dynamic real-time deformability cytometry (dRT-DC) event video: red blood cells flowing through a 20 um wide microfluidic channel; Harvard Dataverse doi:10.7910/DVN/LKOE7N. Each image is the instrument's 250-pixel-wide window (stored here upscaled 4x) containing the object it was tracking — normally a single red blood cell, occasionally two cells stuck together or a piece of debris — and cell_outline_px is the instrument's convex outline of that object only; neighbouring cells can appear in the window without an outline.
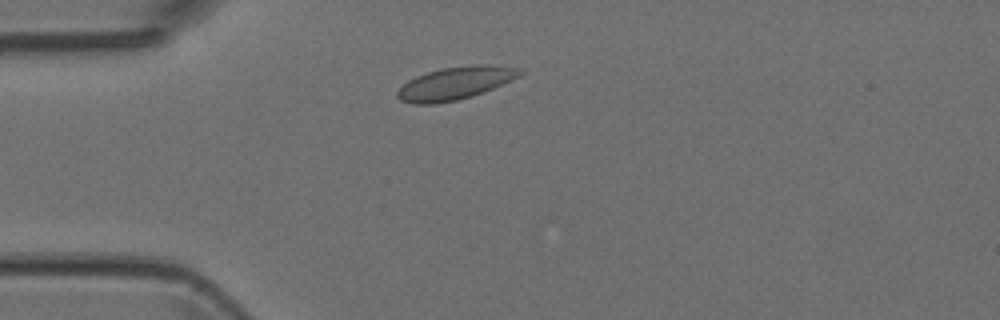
{"species": "Egyptian fruit bat (a non-hibernating species)", "species_latin": "Rousettus aegyptiacus", "temperature_condition": "room temperature", "stored_images_in_passage": 6, "camera_frame_rate_fps": 3000, "um_per_image_px": 0.085, "animal": {"sex": "female"}, "frame": {"image": 1, "passage_image": 1, "time_ms": 0.0, "image_size_px": [1000, 320], "cell_outline_px": [[524, 72], [520, 76], [512, 80], [472, 96], [456, 100], [432, 104], [412, 104], [400, 100], [396, 96], [396, 92], [408, 80], [416, 76], [440, 68], [472, 64], [488, 64], [524, 68]], "centroid_in_image_um": [38.72, 7.05], "position_along_channel_um": 46.3, "area_um2": 23.52}}
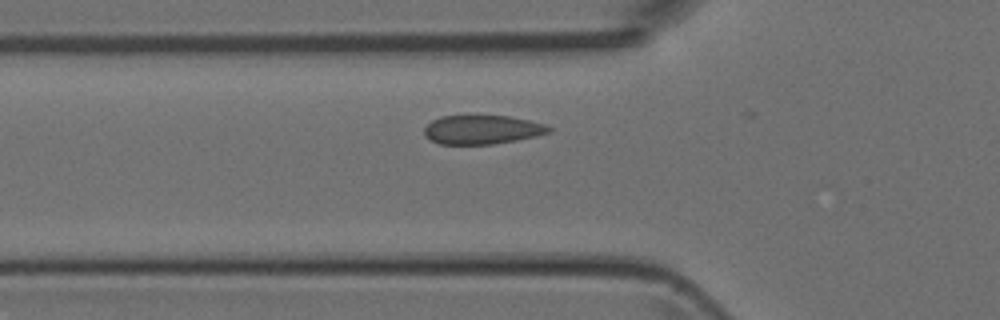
{"frame": {"image": 2, "passage_image": 5, "time_ms": 1.333, "image_size_px": [1000, 320], "cell_outline_px": [[552, 132], [536, 136], [516, 140], [492, 144], [440, 144], [424, 136], [424, 128], [432, 120], [440, 116], [476, 112], [508, 116], [528, 120], [544, 124], [552, 128]], "centroid_in_image_um": [40.95, 10.96], "position_along_channel_um": 84.8, "area_um2": 21.91}}